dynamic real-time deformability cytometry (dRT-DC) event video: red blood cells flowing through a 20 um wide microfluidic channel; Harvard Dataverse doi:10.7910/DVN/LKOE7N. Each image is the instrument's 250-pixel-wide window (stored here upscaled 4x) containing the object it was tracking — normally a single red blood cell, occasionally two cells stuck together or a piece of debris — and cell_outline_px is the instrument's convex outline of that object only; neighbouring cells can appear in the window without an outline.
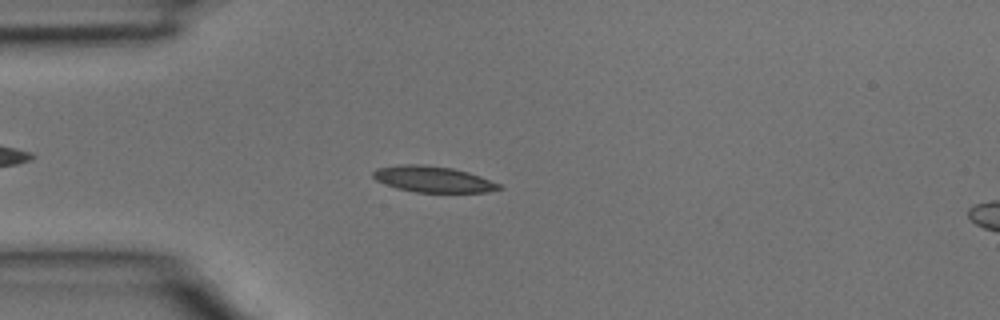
{"species": "common noctule bat (a hibernating species)", "species_latin": "Nyctalus noctula", "temperature_condition": "room temperature", "stored_images_in_passage": 35, "camera_frame_rate_fps": 3000, "um_per_image_px": 0.085, "animal": {"sex": "male", "body_mass_g": 15.6}, "frame": {"image": 1, "passage_image": 6, "time_ms": 1.667, "image_size_px": [1000, 320], "cell_outline_px": [[504, 188], [484, 192], [416, 192], [396, 188], [376, 180], [372, 176], [372, 172], [376, 168], [400, 164], [424, 164], [452, 168], [468, 172], [480, 176], [500, 184]], "centroid_in_image_um": [36.78, 15.22], "position_along_channel_um": 48.2, "area_um2": 19.13}}